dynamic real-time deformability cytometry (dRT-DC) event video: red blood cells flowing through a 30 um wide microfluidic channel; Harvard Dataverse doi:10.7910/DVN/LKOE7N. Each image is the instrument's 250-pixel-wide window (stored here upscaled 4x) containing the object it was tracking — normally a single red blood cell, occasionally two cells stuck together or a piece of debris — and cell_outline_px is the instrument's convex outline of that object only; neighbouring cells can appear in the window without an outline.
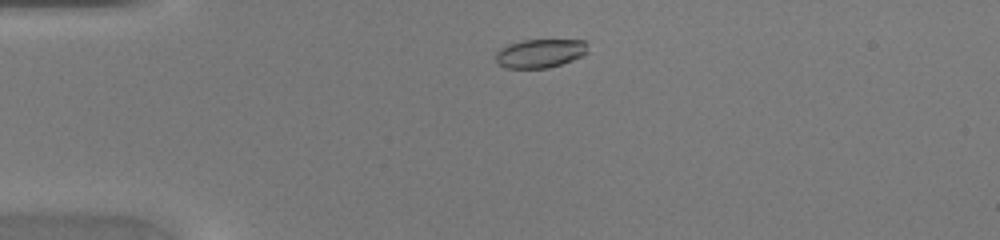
{"species": "common noctule bat (a hibernating species)", "species_latin": "Nyctalus noctula", "temperature_condition": "warm", "stored_images_in_passage": 39, "camera_frame_rate_fps": 3000, "um_per_image_px": 0.085, "animal": {"sex": "female", "body_mass_g": 20.0, "forearm_length_mm": 54.0}, "frame": {"image": 1, "passage_image": 4, "time_ms": 1.0, "image_size_px": [1000, 240], "cell_outline_px": [[588, 52], [572, 60], [548, 68], [504, 68], [496, 64], [496, 52], [500, 48], [508, 44], [524, 40], [588, 40]], "centroid_in_image_um": [45.9, 4.53], "position_along_channel_um": 39.1, "area_um2": 15.55}}
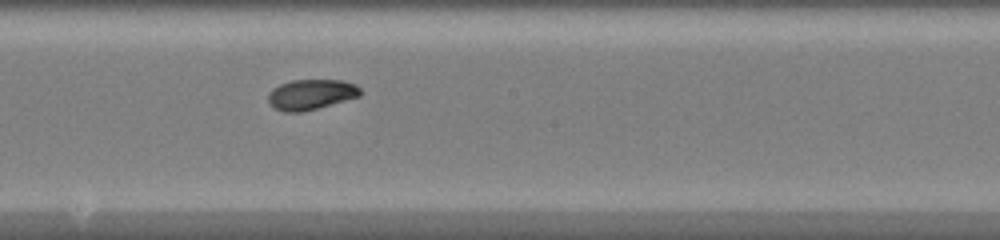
{"frame": {"image": 2, "passage_image": 19, "time_ms": 6.0, "image_size_px": [1000, 240], "cell_outline_px": [[360, 96], [304, 112], [284, 112], [272, 108], [268, 104], [268, 92], [272, 88], [280, 84], [292, 80], [344, 80], [356, 84], [360, 88]], "centroid_in_image_um": [26.4, 8.03], "position_along_channel_um": 221.8, "area_um2": 16.53}}
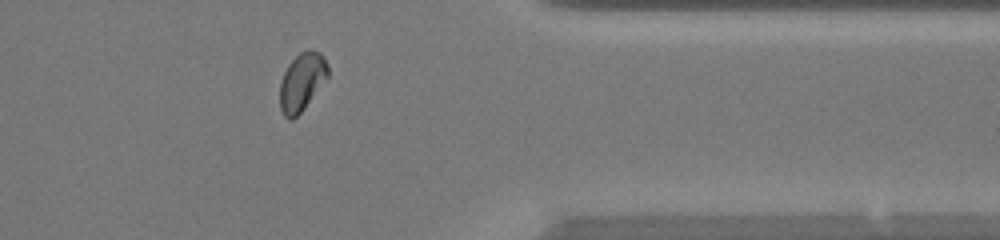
{"frame": {"image": 3, "passage_image": 31, "time_ms": 10.0, "image_size_px": [1000, 240], "cell_outline_px": [[328, 76], [304, 108], [292, 120], [288, 120], [284, 116], [280, 108], [280, 80], [288, 64], [300, 52], [308, 48], [312, 48], [320, 52], [328, 64]], "centroid_in_image_um": [25.65, 6.93], "position_along_channel_um": 385.8, "area_um2": 16.24}}